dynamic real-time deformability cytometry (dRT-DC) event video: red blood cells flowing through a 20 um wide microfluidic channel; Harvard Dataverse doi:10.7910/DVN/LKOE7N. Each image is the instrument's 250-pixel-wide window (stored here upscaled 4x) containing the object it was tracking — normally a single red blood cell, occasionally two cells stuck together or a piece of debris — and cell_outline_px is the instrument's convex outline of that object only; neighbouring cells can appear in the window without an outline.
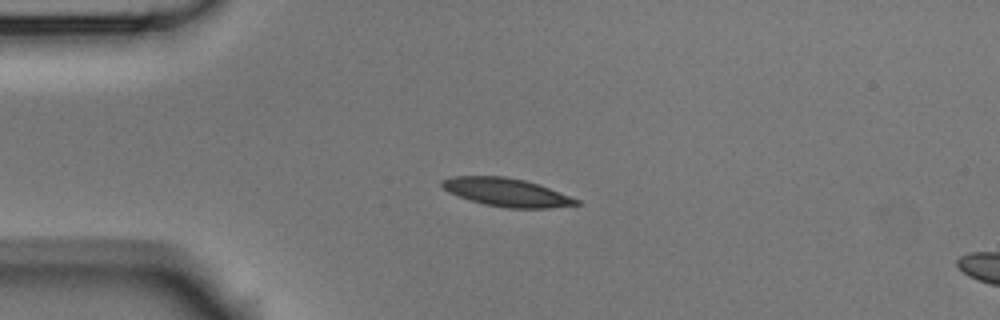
{"species": "Egyptian fruit bat (a non-hibernating species)", "species_latin": "Rousettus aegyptiacus", "temperature_condition": "room temperature", "stored_images_in_passage": 4, "camera_frame_rate_fps": 3000, "um_per_image_px": 0.085, "animal": {"sex": "male"}, "frame": {"image": 1, "passage_image": 3, "time_ms": 0.667, "image_size_px": [1000, 320], "cell_outline_px": [[580, 204], [548, 208], [508, 208], [484, 204], [448, 192], [440, 184], [440, 180], [452, 176], [504, 176], [524, 180], [540, 184], [580, 200]], "centroid_in_image_um": [43.06, 16.34], "position_along_channel_um": 41.9, "area_um2": 22.02}}